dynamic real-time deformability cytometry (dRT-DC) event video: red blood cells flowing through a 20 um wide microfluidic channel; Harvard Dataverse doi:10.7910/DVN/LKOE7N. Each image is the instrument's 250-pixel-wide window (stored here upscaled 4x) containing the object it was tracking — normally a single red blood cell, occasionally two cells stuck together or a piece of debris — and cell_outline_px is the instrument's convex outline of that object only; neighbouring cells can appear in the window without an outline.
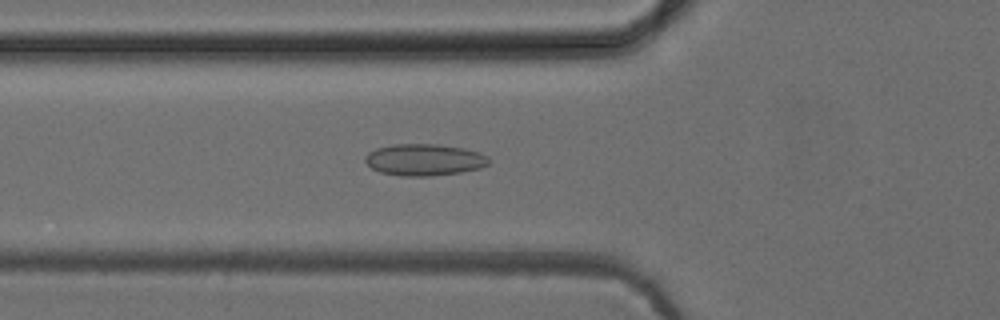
{"species": "common noctule bat (a hibernating species)", "species_latin": "Nyctalus noctula", "temperature_condition": "cold", "stored_images_in_passage": 51, "camera_frame_rate_fps": 3000, "um_per_image_px": 0.085, "animal": {"sex": "female", "body_mass_g": 24.6, "forearm_length_mm": 56.2}, "frame": {"image": 1, "passage_image": 18, "time_ms": 5.667, "image_size_px": [1000, 320], "cell_outline_px": [[488, 164], [480, 168], [460, 172], [432, 176], [400, 176], [380, 172], [372, 168], [364, 160], [364, 156], [368, 152], [376, 148], [396, 144], [436, 144], [464, 148], [480, 152], [488, 156]], "centroid_in_image_um": [36.05, 13.58], "position_along_channel_um": 89.7, "area_um2": 22.89}}
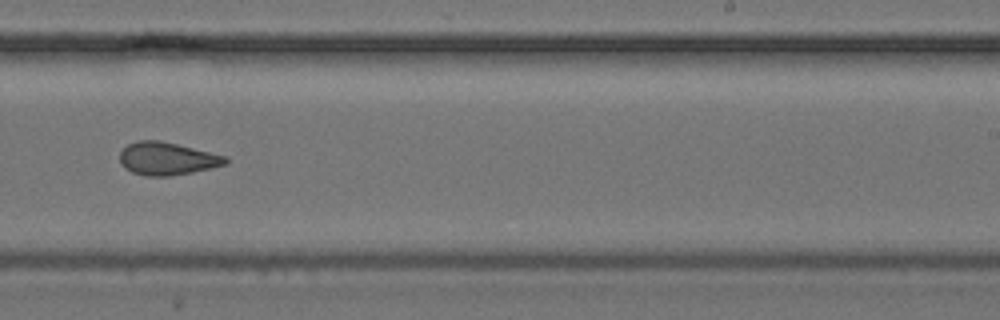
{"frame": {"image": 2, "passage_image": 32, "time_ms": 10.333, "image_size_px": [1000, 320], "cell_outline_px": [[228, 164], [212, 168], [172, 176], [144, 176], [132, 172], [124, 168], [120, 160], [120, 152], [128, 144], [136, 140], [160, 140], [228, 156]], "centroid_in_image_um": [14.22, 13.49], "position_along_channel_um": 274.8, "area_um2": 20.4}}
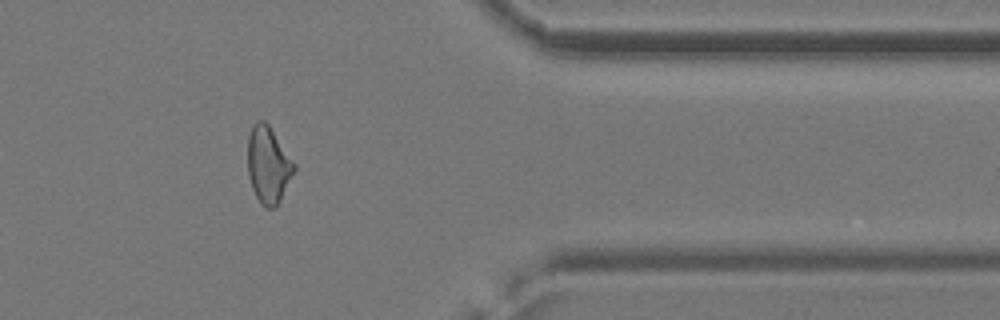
{"frame": {"image": 3, "passage_image": 42, "time_ms": 13.667, "image_size_px": [1000, 320], "cell_outline_px": [[296, 168], [280, 200], [272, 208], [264, 208], [260, 204], [252, 188], [248, 176], [248, 136], [252, 124], [256, 120], [264, 120], [268, 124], [296, 164]], "centroid_in_image_um": [22.79, 13.99], "position_along_channel_um": 388.6, "area_um2": 20.75}, "authors_computed_cell_mechanics": {"area_um2": 21.097, "velocity_mm_per_s": 3.9539, "shape_relaxation_time_tau1_ms": null, "shape_relaxation_time_tau2_ms": 2.7019, "deformation_change_tau1": null, "deformation_change_tau2": 0.101}}